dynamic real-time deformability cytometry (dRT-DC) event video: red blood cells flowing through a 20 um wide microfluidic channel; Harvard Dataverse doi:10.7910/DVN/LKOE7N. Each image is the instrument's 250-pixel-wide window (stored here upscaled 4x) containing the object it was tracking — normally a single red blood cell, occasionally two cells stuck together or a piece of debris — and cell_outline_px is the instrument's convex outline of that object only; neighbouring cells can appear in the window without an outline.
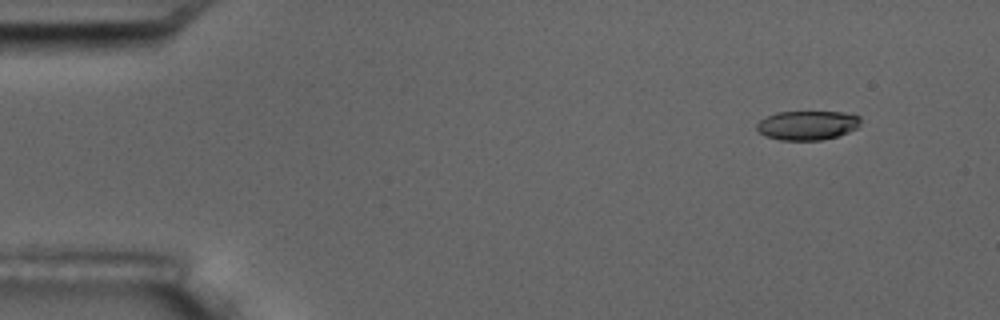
{"species": "common noctule bat (a hibernating species)", "species_latin": "Nyctalus noctula", "temperature_condition": "room temperature", "stored_images_in_passage": 4, "camera_frame_rate_fps": 3000, "um_per_image_px": 0.085, "animal": {"sex": "male", "body_mass_g": 17.5, "forearm_length_mm": 52.3}, "frame": {"image": 1, "passage_image": 1, "time_ms": 0.0, "image_size_px": [1000, 320], "cell_outline_px": [[860, 124], [856, 128], [848, 132], [836, 136], [820, 140], [780, 140], [768, 136], [760, 132], [756, 128], [756, 124], [760, 120], [776, 112], [844, 112], [860, 116]], "centroid_in_image_um": [68.63, 10.64], "position_along_channel_um": 16.4, "area_um2": 17.51}}
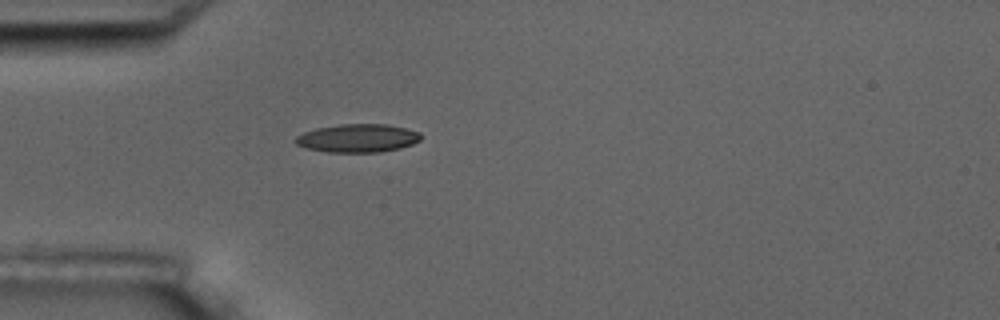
{"frame": {"image": 2, "passage_image": 4, "time_ms": 3.667, "image_size_px": [1000, 320], "cell_outline_px": [[420, 140], [412, 144], [400, 148], [380, 152], [328, 152], [308, 148], [296, 144], [292, 140], [296, 136], [304, 132], [316, 128], [340, 124], [388, 124], [420, 132]], "centroid_in_image_um": [30.38, 11.74], "position_along_channel_um": 54.6, "area_um2": 20.63}}